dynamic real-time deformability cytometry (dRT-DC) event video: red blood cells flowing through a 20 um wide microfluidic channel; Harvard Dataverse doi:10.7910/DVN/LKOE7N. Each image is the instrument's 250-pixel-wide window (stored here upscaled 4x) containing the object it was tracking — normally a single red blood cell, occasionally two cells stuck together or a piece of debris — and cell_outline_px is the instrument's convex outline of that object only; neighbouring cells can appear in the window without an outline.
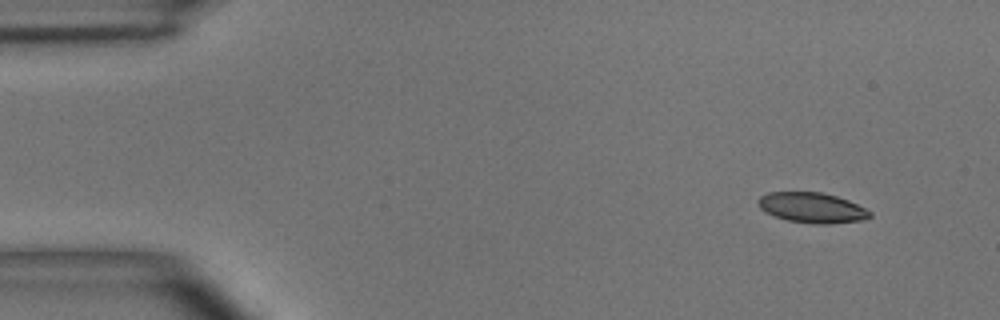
{"species": "common noctule bat (a hibernating species)", "species_latin": "Nyctalus noctula", "temperature_condition": "room temperature", "stored_images_in_passage": 7, "camera_frame_rate_fps": 3000, "um_per_image_px": 0.085, "animal": {"sex": "male", "body_mass_g": 15.6}, "frame": {"image": 1, "passage_image": 1, "time_ms": 0.0, "image_size_px": [1000, 320], "cell_outline_px": [[872, 216], [860, 220], [828, 224], [816, 224], [788, 220], [764, 212], [756, 204], [756, 200], [760, 196], [768, 192], [820, 192], [836, 196], [848, 200], [872, 212]], "centroid_in_image_um": [68.97, 17.65], "position_along_channel_um": 16.0, "area_um2": 19.65}}
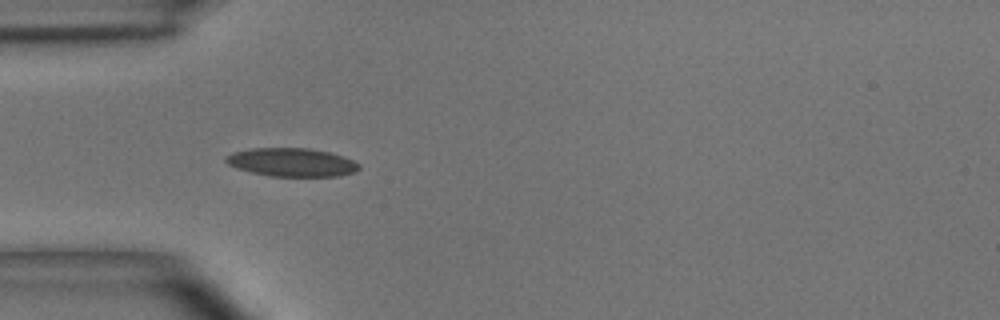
{"frame": {"image": 2, "passage_image": 4, "time_ms": 3.667, "image_size_px": [1000, 320], "cell_outline_px": [[360, 168], [356, 172], [340, 176], [272, 176], [252, 172], [236, 168], [228, 164], [224, 160], [224, 156], [232, 152], [252, 148], [308, 148], [328, 152], [344, 156], [360, 164]], "centroid_in_image_um": [24.8, 13.79], "position_along_channel_um": 60.2, "area_um2": 22.14}}
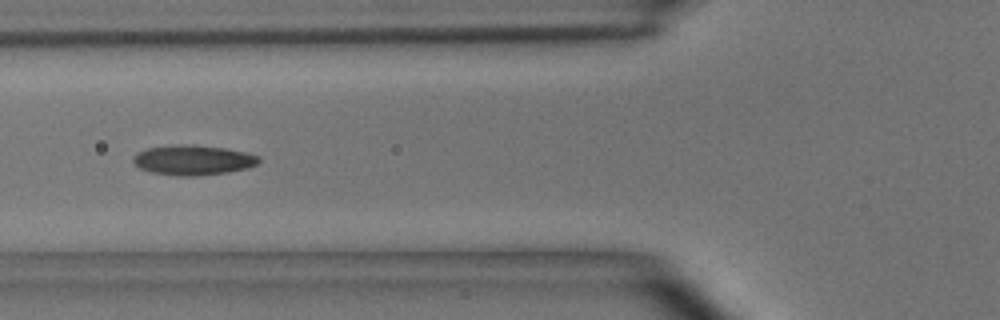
{"frame": {"image": 3, "passage_image": 5, "time_ms": 5.0, "image_size_px": [1000, 320], "cell_outline_px": [[260, 160], [256, 164], [248, 168], [228, 172], [196, 176], [176, 176], [152, 172], [140, 168], [132, 160], [132, 156], [136, 152], [148, 148], [176, 144], [192, 144], [224, 148], [248, 152], [260, 156]], "centroid_in_image_um": [16.42, 13.6], "position_along_channel_um": 109.4, "area_um2": 22.14}}